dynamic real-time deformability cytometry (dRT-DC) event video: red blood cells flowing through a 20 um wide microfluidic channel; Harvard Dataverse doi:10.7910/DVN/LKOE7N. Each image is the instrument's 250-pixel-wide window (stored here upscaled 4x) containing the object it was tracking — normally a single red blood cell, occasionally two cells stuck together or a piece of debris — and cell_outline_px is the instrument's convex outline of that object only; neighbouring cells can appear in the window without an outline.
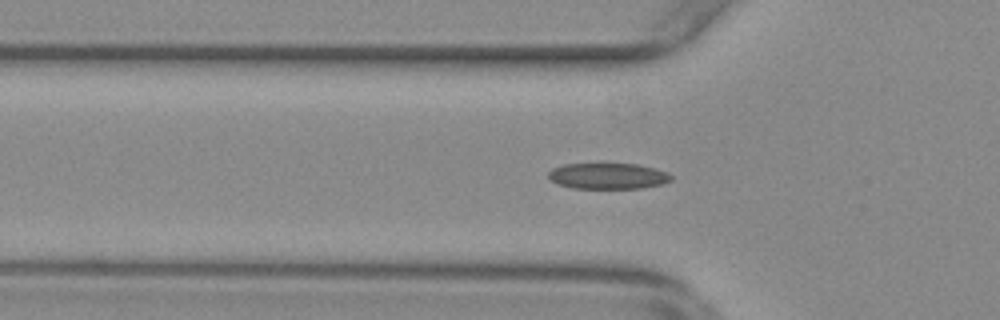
{"species": "common noctule bat (a hibernating species)", "species_latin": "Nyctalus noctula", "temperature_condition": "warm", "stored_images_in_passage": 12, "camera_frame_rate_fps": 3000, "um_per_image_px": 0.085, "animal": {"sex": "female", "body_mass_g": 29.2, "forearm_length_mm": 56.3}, "frame": {"image": 1, "passage_image": 3, "time_ms": 0.667, "image_size_px": [1000, 320], "cell_outline_px": [[672, 180], [664, 184], [640, 188], [572, 188], [560, 184], [552, 180], [548, 176], [548, 172], [552, 168], [564, 164], [636, 164], [668, 172], [672, 176]], "centroid_in_image_um": [51.7, 14.96], "position_along_channel_um": 74.1, "area_um2": 18.44}}
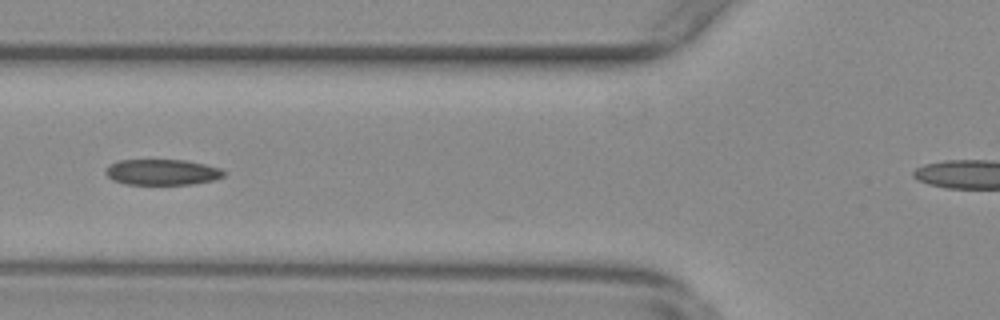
{"frame": {"image": 2, "passage_image": 6, "time_ms": 1.667, "image_size_px": [1000, 320], "cell_outline_px": [[228, 172], [224, 176], [216, 180], [192, 184], [128, 184], [112, 180], [104, 172], [112, 164], [120, 160], [184, 160], [204, 164], [220, 168]], "centroid_in_image_um": [13.85, 14.64], "position_along_channel_um": 112.0, "area_um2": 17.69}}
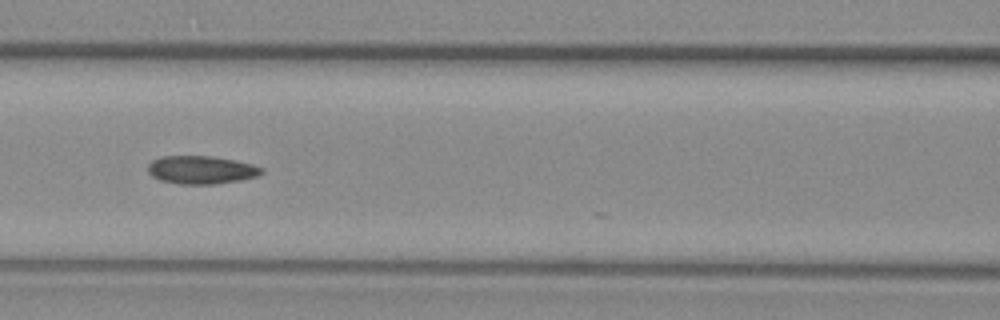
{"frame": {"image": 3, "passage_image": 9, "time_ms": 2.667, "image_size_px": [1000, 320], "cell_outline_px": [[264, 172], [256, 176], [240, 180], [216, 184], [180, 184], [160, 180], [152, 176], [148, 172], [148, 164], [152, 160], [160, 156], [208, 156], [232, 160], [252, 164], [264, 168]], "centroid_in_image_um": [17.08, 14.44], "position_along_channel_um": 149.5, "area_um2": 18.55}}